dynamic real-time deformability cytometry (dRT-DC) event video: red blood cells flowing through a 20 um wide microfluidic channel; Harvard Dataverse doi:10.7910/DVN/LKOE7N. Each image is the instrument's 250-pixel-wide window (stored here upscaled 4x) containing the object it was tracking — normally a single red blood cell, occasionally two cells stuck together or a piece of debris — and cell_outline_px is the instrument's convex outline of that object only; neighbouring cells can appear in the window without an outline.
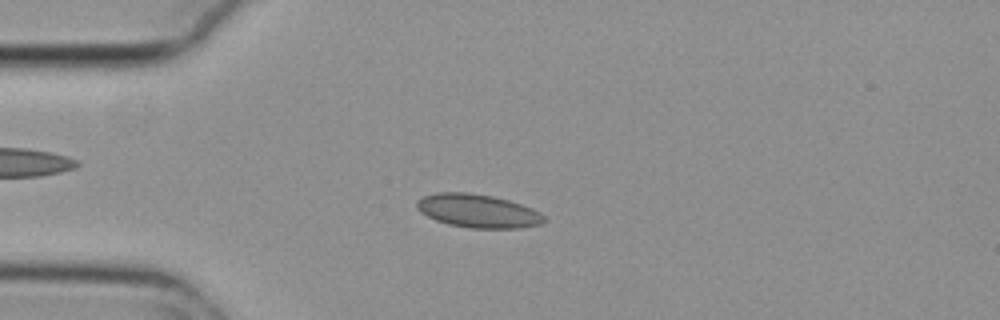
{"species": "common noctule bat (a hibernating species)", "species_latin": "Nyctalus noctula", "temperature_condition": "cold", "stored_images_in_passage": 53, "camera_frame_rate_fps": 3000, "um_per_image_px": 0.085, "animal": {"sex": "female", "body_mass_g": 29.2, "forearm_length_mm": 56.3}, "frame": {"image": 1, "passage_image": 14, "time_ms": 4.333, "image_size_px": [1000, 320], "cell_outline_px": [[548, 220], [540, 224], [516, 228], [468, 228], [448, 224], [436, 220], [420, 212], [416, 208], [416, 200], [424, 196], [436, 192], [468, 192], [492, 196], [508, 200], [532, 208], [540, 212]], "centroid_in_image_um": [40.6, 17.92], "position_along_channel_um": 44.4, "area_um2": 24.85}}
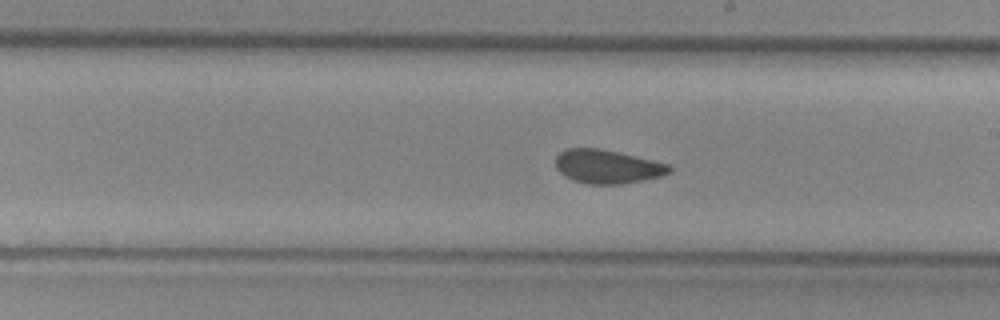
{"frame": {"image": 2, "passage_image": 31, "time_ms": 10.0, "image_size_px": [1000, 320], "cell_outline_px": [[672, 172], [660, 176], [644, 180], [620, 184], [588, 184], [564, 176], [556, 168], [556, 156], [560, 152], [568, 148], [600, 148], [672, 164]], "centroid_in_image_um": [51.66, 14.15], "position_along_channel_um": 237.3, "area_um2": 22.43}}
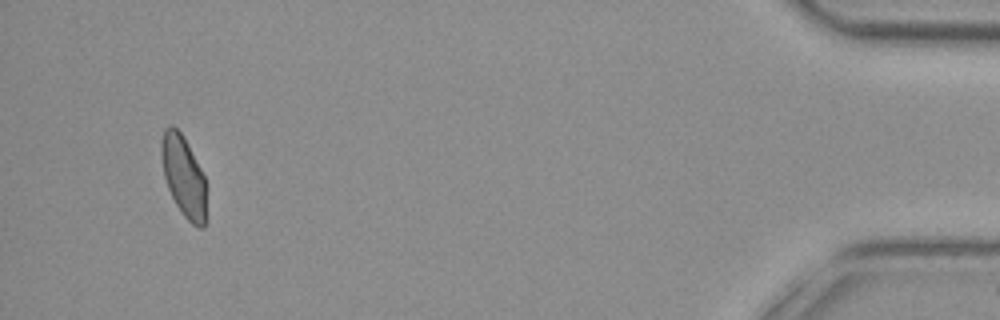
{"frame": {"image": 3, "passage_image": 52, "time_ms": 17.0, "image_size_px": [1000, 320], "cell_outline_px": [[208, 220], [204, 228], [200, 228], [192, 224], [184, 216], [176, 204], [168, 188], [164, 176], [160, 152], [160, 144], [164, 128], [168, 124], [172, 124], [180, 132], [200, 168], [208, 184]], "centroid_in_image_um": [15.66, 15.07], "position_along_channel_um": 419.5, "area_um2": 21.91}}